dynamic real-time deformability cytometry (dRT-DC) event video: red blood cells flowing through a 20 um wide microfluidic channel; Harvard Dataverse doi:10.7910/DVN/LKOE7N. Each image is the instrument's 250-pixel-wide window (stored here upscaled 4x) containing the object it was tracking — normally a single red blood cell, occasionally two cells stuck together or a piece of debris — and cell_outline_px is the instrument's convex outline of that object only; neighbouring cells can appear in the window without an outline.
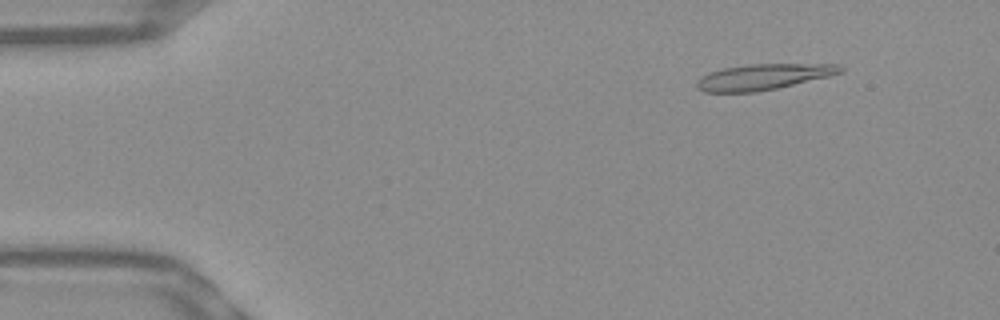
{"species": "Egyptian fruit bat (a non-hibernating species)", "species_latin": "Rousettus aegyptiacus", "temperature_condition": "warm", "stored_images_in_passage": 53, "camera_frame_rate_fps": 3000, "um_per_image_px": 0.085, "frame": {"image": 1, "passage_image": 6, "time_ms": 1.667, "image_size_px": [1000, 320], "cell_outline_px": [[844, 68], [840, 72], [828, 76], [776, 88], [756, 92], [704, 92], [696, 84], [700, 76], [708, 72], [724, 68], [748, 64], [840, 64]], "centroid_in_image_um": [64.85, 6.52], "position_along_channel_um": 20.1, "area_um2": 21.33}}
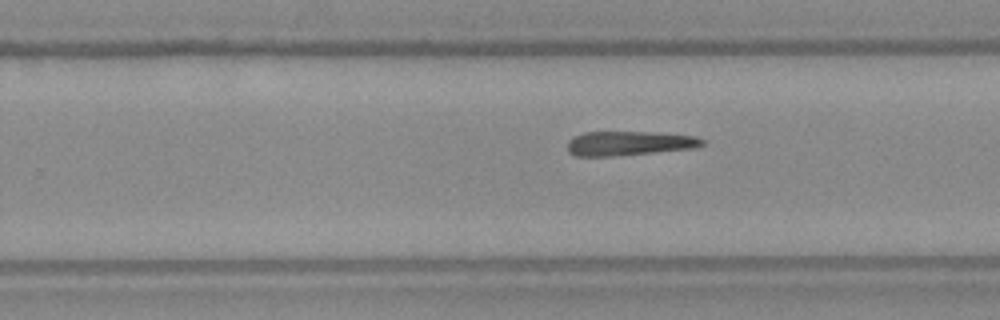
{"frame": {"image": 2, "passage_image": 33, "time_ms": 10.667, "image_size_px": [1000, 320], "cell_outline_px": [[704, 144], [692, 148], [612, 156], [576, 156], [568, 152], [568, 140], [572, 136], [584, 132], [652, 132], [696, 136], [704, 140]], "centroid_in_image_um": [53.42, 12.17], "position_along_channel_um": 276.4, "area_um2": 18.96}}
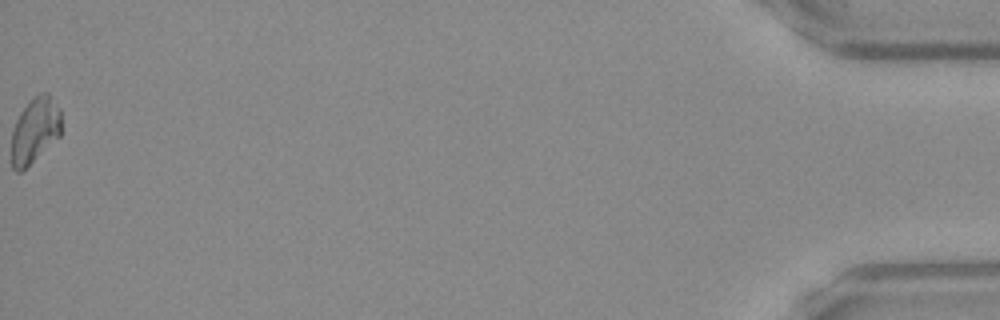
{"frame": {"image": 3, "passage_image": 53, "time_ms": 17.333, "image_size_px": [1000, 320], "cell_outline_px": [[60, 136], [20, 172], [16, 172], [12, 168], [12, 128], [20, 112], [40, 92], [48, 92], [60, 108]], "centroid_in_image_um": [2.96, 11.06], "position_along_channel_um": 432.2, "area_um2": 18.73}}